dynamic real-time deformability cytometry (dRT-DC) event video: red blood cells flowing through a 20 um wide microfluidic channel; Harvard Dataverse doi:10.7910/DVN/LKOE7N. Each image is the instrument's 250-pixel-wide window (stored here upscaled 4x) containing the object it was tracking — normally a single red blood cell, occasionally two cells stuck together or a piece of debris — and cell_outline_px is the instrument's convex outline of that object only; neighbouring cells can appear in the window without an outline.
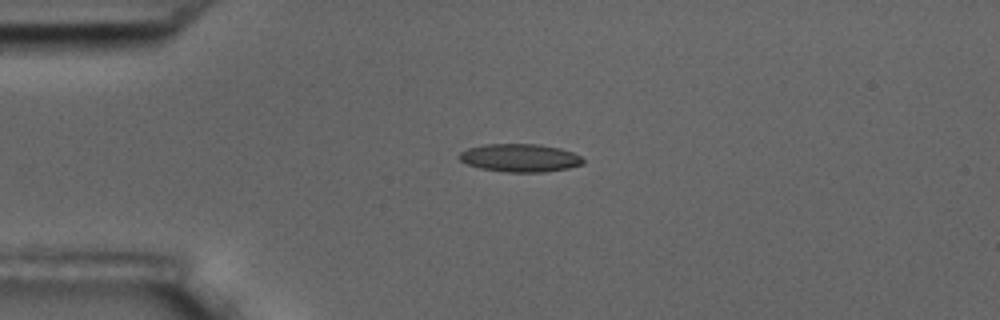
{"species": "common noctule bat (a hibernating species)", "species_latin": "Nyctalus noctula", "temperature_condition": "room temperature", "stored_images_in_passage": 2, "camera_frame_rate_fps": 3000, "um_per_image_px": 0.085, "animal": {"sex": "male", "body_mass_g": 17.5, "forearm_length_mm": 52.3}, "frame": {"image": 1, "passage_image": 1, "time_ms": 0.0, "image_size_px": [1000, 320], "cell_outline_px": [[584, 164], [568, 168], [544, 172], [508, 172], [480, 168], [468, 164], [460, 160], [460, 152], [468, 148], [484, 144], [540, 144], [560, 148], [572, 152], [580, 156], [584, 160]], "centroid_in_image_um": [44.22, 13.41], "position_along_channel_um": 40.8, "area_um2": 20.17}}